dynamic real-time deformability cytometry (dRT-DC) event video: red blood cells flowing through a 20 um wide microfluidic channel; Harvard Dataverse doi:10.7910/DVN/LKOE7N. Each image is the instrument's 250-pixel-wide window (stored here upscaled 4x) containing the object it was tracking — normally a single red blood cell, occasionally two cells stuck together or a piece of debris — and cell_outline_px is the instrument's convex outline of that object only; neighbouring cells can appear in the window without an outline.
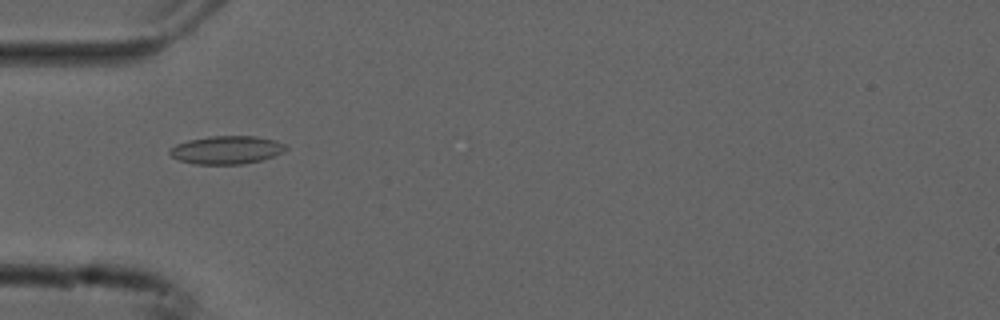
{"species": "common noctule bat (a hibernating species)", "species_latin": "Nyctalus noctula", "temperature_condition": "cold", "stored_images_in_passage": 54, "camera_frame_rate_fps": 3000, "um_per_image_px": 0.085, "animal": {"sex": "male", "forearm_length_mm": 52.5}, "frame": {"image": 1, "passage_image": 17, "time_ms": 5.333, "image_size_px": [1000, 320], "cell_outline_px": [[288, 148], [284, 152], [260, 160], [244, 164], [192, 164], [180, 160], [172, 156], [168, 152], [176, 144], [188, 140], [208, 136], [256, 136], [276, 140], [288, 144]], "centroid_in_image_um": [19.3, 12.73], "position_along_channel_um": 65.7, "area_um2": 19.13}}
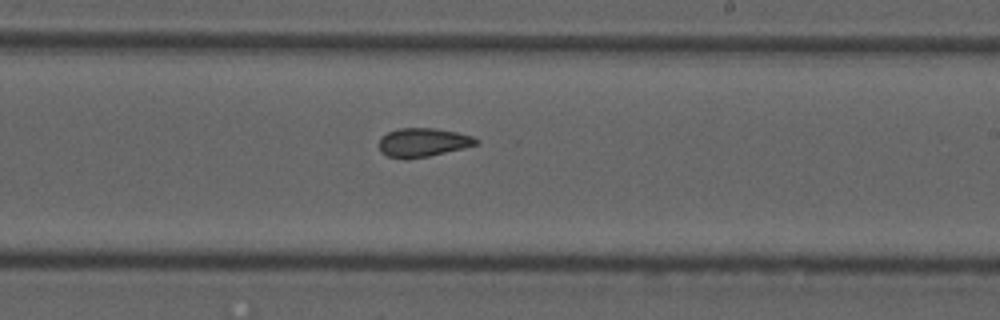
{"frame": {"image": 2, "passage_image": 32, "time_ms": 10.333, "image_size_px": [1000, 320], "cell_outline_px": [[480, 140], [476, 144], [464, 148], [428, 156], [404, 160], [388, 156], [380, 152], [380, 140], [388, 132], [396, 128], [436, 128], [456, 132], [472, 136]], "centroid_in_image_um": [35.94, 12.11], "position_along_channel_um": 253.1, "area_um2": 16.24}}
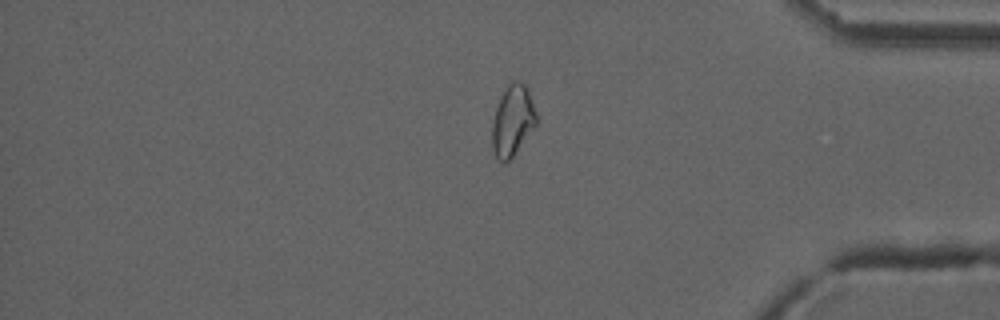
{"frame": {"image": 3, "passage_image": 45, "time_ms": 14.667, "image_size_px": [1000, 320], "cell_outline_px": [[536, 124], [512, 156], [504, 164], [496, 156], [492, 148], [492, 124], [496, 108], [500, 96], [508, 84], [512, 80], [520, 80], [528, 88], [536, 112]], "centroid_in_image_um": [43.56, 10.2], "position_along_channel_um": 391.6, "area_um2": 18.03}, "authors_computed_cell_mechanics": {"area_um2": 18.1203, "velocity_mm_per_s": 3.759, "shape_relaxation_time_tau1_ms": null, "shape_relaxation_time_tau2_ms": 1.5817, "deformation_change_tau1": null, "deformation_change_tau2": 0.0694}}